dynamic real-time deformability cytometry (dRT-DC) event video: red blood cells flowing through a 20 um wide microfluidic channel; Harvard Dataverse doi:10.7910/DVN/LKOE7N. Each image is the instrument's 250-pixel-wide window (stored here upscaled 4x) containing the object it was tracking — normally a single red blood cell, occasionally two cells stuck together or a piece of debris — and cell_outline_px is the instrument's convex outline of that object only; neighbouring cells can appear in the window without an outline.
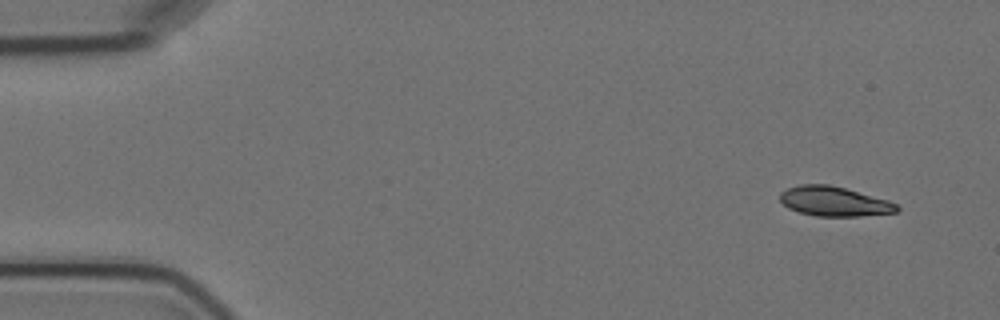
{"species": "Egyptian fruit bat (a non-hibernating species)", "species_latin": "Rousettus aegyptiacus", "temperature_condition": "cold", "stored_images_in_passage": 3, "segment_of_instrument_passage": [2, 2], "camera_frame_rate_fps": 3000, "um_per_image_px": 0.085, "animal": {"sex": "female"}, "frame": {"image": 1, "passage_image": 3, "time_ms": 3.0, "image_size_px": [1000, 320], "cell_outline_px": [[900, 208], [896, 212], [860, 216], [816, 216], [800, 212], [788, 208], [780, 200], [780, 192], [788, 188], [800, 184], [828, 184], [844, 188], [888, 200], [896, 204]], "centroid_in_image_um": [70.89, 17.12], "position_along_channel_um": 14.1, "area_um2": 20.0}}